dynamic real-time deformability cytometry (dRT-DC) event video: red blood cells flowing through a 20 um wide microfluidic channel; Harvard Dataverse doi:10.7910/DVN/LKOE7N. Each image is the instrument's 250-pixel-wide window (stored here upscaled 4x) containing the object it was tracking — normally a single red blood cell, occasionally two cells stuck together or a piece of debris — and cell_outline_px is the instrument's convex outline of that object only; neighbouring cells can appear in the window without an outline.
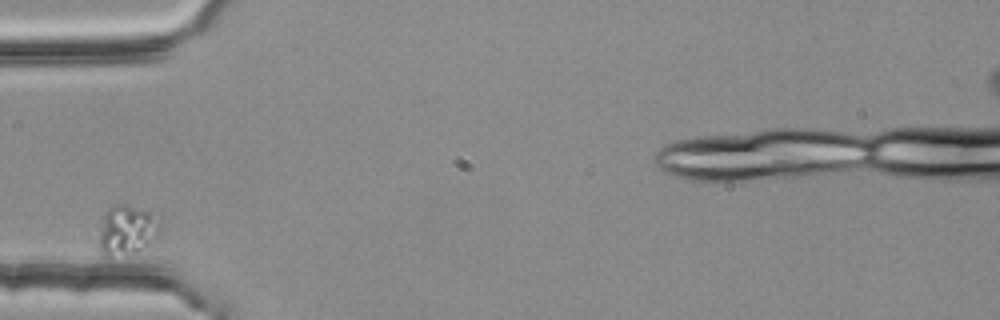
{"species": "common noctule bat (a hibernating species)", "species_latin": "Nyctalus noctula", "temperature_condition": "room temperature", "stored_images_in_passage": 1, "camera_frame_rate_fps": 3000, "um_per_image_px": 0.085, "animal": {"sex": "female", "body_mass_g": 25.1}, "frame": {"image": 1, "passage_image": 1, "time_ms": 0.0, "image_size_px": [1000, 320], "cell_outline_px": [[160, 232], [136, 252], [112, 260], [104, 256], [100, 252], [100, 236], [104, 212], [112, 204], [124, 204], [160, 212]], "centroid_in_image_um": [10.81, 19.54], "position_along_channel_um": 74.2, "area_um2": 18.32}}